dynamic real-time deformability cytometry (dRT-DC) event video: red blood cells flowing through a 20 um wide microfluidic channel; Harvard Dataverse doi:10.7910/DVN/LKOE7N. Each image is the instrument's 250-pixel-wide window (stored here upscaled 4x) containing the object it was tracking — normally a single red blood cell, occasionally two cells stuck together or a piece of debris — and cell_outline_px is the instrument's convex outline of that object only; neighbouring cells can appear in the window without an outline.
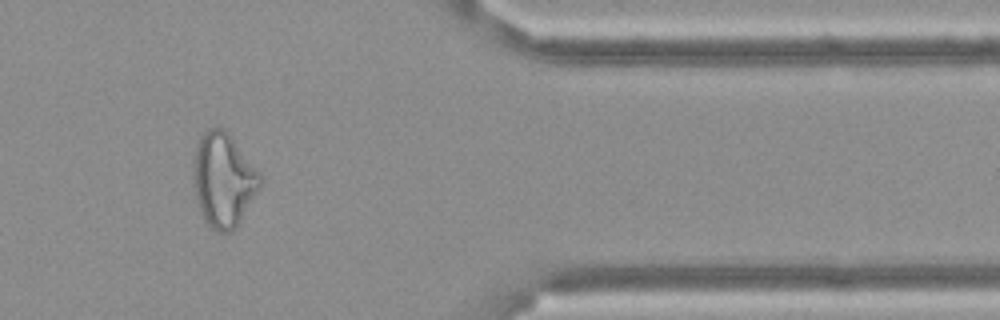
{"species": "Egyptian fruit bat (a non-hibernating species)", "species_latin": "Rousettus aegyptiacus", "temperature_condition": "cold", "stored_images_in_passage": 11, "camera_frame_rate_fps": 3000, "um_per_image_px": 0.085, "frame": {"image": 1, "passage_image": 11, "time_ms": 3.333, "image_size_px": [1000, 320], "cell_outline_px": [[260, 188], [236, 228], [232, 232], [220, 232], [212, 228], [204, 220], [200, 212], [192, 180], [192, 160], [200, 136], [208, 128], [224, 128], [228, 132], [260, 172]], "centroid_in_image_um": [18.97, 15.29], "position_along_channel_um": 392.4, "area_um2": 36.76}}